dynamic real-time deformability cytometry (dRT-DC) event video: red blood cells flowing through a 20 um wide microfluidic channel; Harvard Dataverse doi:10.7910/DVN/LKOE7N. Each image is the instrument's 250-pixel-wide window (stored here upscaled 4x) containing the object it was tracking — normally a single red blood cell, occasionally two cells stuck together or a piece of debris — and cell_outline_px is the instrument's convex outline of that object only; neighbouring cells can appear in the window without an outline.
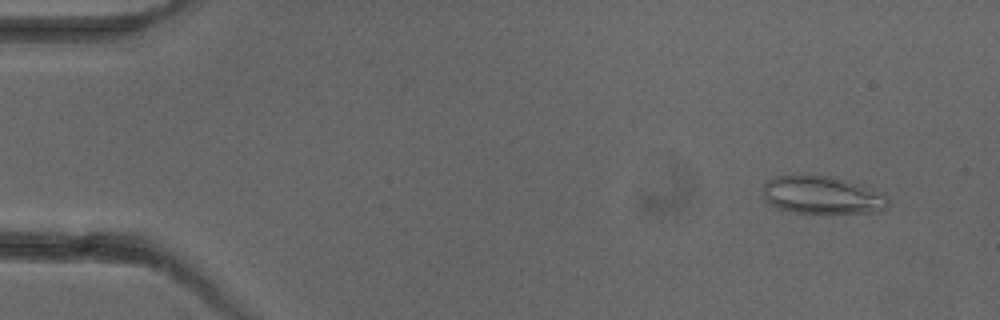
{"species": "common noctule bat (a hibernating species)", "species_latin": "Nyctalus noctula", "temperature_condition": "cold", "stored_images_in_passage": 4, "camera_frame_rate_fps": 3000, "um_per_image_px": 0.085, "animal": {"sex": "female"}, "frame": {"image": 1, "passage_image": 1, "time_ms": 0.0, "image_size_px": [1000, 320], "cell_outline_px": [[888, 204], [884, 208], [876, 212], [796, 212], [780, 208], [768, 204], [764, 200], [760, 188], [772, 176], [832, 176], [856, 184], [884, 196], [888, 200]], "centroid_in_image_um": [69.74, 16.58], "position_along_channel_um": 15.3, "area_um2": 26.76}}